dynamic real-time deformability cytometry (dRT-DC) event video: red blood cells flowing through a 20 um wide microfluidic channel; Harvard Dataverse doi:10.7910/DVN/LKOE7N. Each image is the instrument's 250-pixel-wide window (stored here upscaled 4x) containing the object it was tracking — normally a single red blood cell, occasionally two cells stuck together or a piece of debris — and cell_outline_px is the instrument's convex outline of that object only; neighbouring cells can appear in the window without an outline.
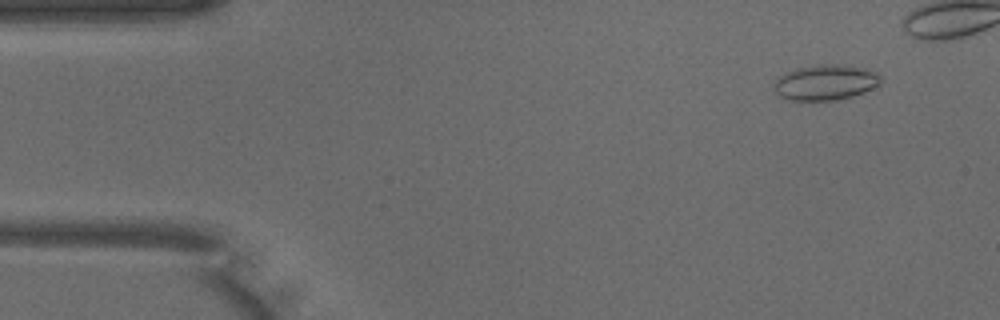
{"species": "common noctule bat (a hibernating species)", "species_latin": "Nyctalus noctula", "temperature_condition": "warm", "stored_images_in_passage": 38, "camera_frame_rate_fps": 3000, "um_per_image_px": 0.085, "animal": {"sex": "male", "body_mass_g": 18.8}, "frame": {"image": 1, "passage_image": 2, "time_ms": 0.333, "image_size_px": [1000, 320], "cell_outline_px": [[880, 84], [852, 96], [836, 100], [788, 100], [780, 96], [772, 88], [772, 84], [776, 76], [796, 68], [816, 64], [840, 64], [864, 68], [880, 72]], "centroid_in_image_um": [70.11, 6.99], "position_along_channel_um": 14.9, "area_um2": 22.31}}
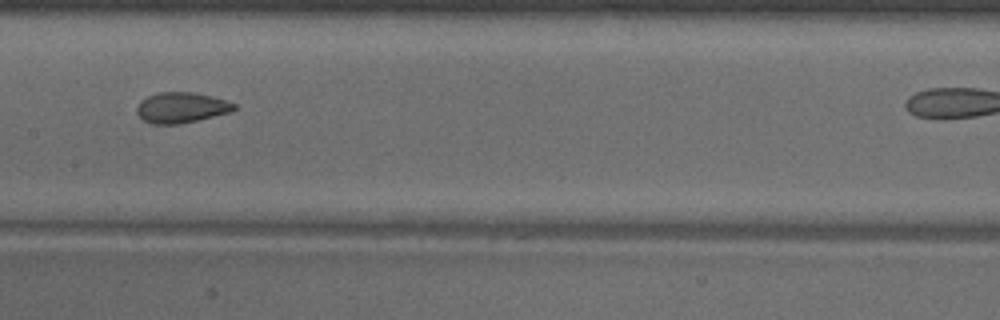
{"frame": {"image": 2, "passage_image": 22, "time_ms": 7.0, "image_size_px": [1000, 320], "cell_outline_px": [[236, 108], [232, 112], [180, 124], [152, 124], [144, 120], [136, 112], [136, 108], [140, 100], [148, 96], [160, 92], [192, 92], [212, 96], [236, 104]], "centroid_in_image_um": [15.41, 9.15], "position_along_channel_um": 192.0, "area_um2": 17.34}}
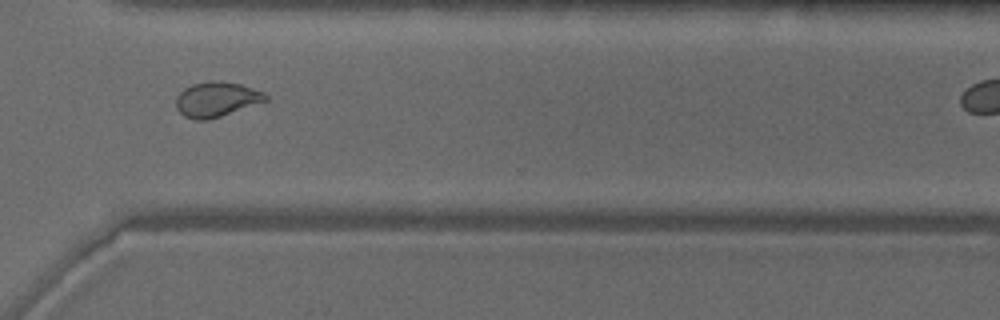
{"frame": {"image": 3, "passage_image": 34, "time_ms": 11.0, "image_size_px": [1000, 320], "cell_outline_px": [[268, 100], [208, 120], [192, 120], [184, 116], [176, 108], [176, 96], [184, 88], [192, 84], [212, 80], [220, 80], [240, 84], [264, 92], [268, 96]], "centroid_in_image_um": [18.38, 8.43], "position_along_channel_um": 352.2, "area_um2": 18.26}}